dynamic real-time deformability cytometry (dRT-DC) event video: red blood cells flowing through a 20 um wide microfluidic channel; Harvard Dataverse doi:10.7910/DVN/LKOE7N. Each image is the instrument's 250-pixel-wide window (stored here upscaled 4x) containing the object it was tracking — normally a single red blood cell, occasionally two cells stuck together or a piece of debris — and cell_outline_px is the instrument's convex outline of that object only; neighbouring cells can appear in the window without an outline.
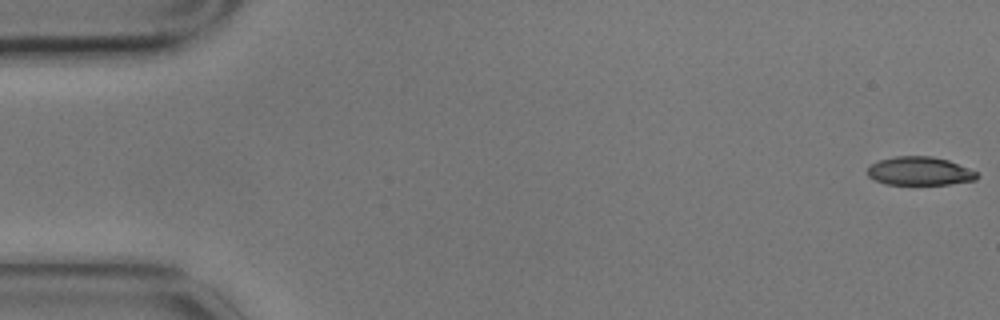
{"species": "common noctule bat (a hibernating species)", "species_latin": "Nyctalus noctula", "temperature_condition": "cold", "stored_images_in_passage": 9, "camera_frame_rate_fps": 3000, "um_per_image_px": 0.085, "animal": {"sex": "male", "body_mass_g": 17.9}, "frame": {"image": 1, "passage_image": 1, "time_ms": 0.0, "image_size_px": [1000, 320], "cell_outline_px": [[980, 176], [976, 180], [948, 184], [884, 184], [868, 176], [868, 168], [872, 164], [880, 160], [896, 156], [932, 156], [948, 160], [976, 172]], "centroid_in_image_um": [78.18, 14.54], "position_along_channel_um": 6.8, "area_um2": 17.98}}